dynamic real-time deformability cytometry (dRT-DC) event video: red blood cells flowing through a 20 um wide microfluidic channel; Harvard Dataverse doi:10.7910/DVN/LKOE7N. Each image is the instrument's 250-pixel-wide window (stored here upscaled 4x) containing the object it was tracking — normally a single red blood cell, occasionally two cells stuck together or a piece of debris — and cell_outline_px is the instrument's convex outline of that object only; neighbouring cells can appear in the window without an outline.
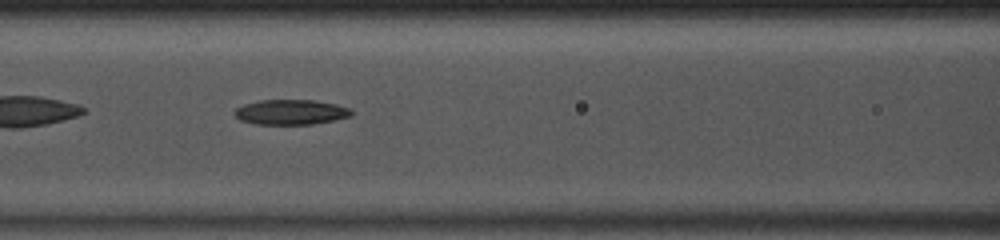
{"species": "common noctule bat (a hibernating species)", "species_latin": "Nyctalus noctula", "temperature_condition": "room temperature", "stored_images_in_passage": 49, "camera_frame_rate_fps": 3000, "um_per_image_px": 0.085, "animal": {"sex": "male", "body_mass_g": 13.0, "forearm_length_mm": 53.1}, "frame": {"image": 1, "passage_image": 22, "time_ms": 7.0, "image_size_px": [1000, 240], "cell_outline_px": [[352, 116], [312, 124], [256, 124], [240, 120], [232, 112], [236, 108], [244, 104], [260, 100], [312, 100], [336, 104], [352, 108]], "centroid_in_image_um": [24.71, 9.52], "position_along_channel_um": 141.9, "area_um2": 17.05}, "authors_computed_cell_mechanics": {"area_um2": 17.7446, "velocity_mm_per_s": 4.1251, "shape_relaxation_time_tau1_ms": null, "shape_relaxation_time_tau2_ms": 7.4012, "deformation_change_tau1": null, "deformation_change_tau2": 0.1898}}